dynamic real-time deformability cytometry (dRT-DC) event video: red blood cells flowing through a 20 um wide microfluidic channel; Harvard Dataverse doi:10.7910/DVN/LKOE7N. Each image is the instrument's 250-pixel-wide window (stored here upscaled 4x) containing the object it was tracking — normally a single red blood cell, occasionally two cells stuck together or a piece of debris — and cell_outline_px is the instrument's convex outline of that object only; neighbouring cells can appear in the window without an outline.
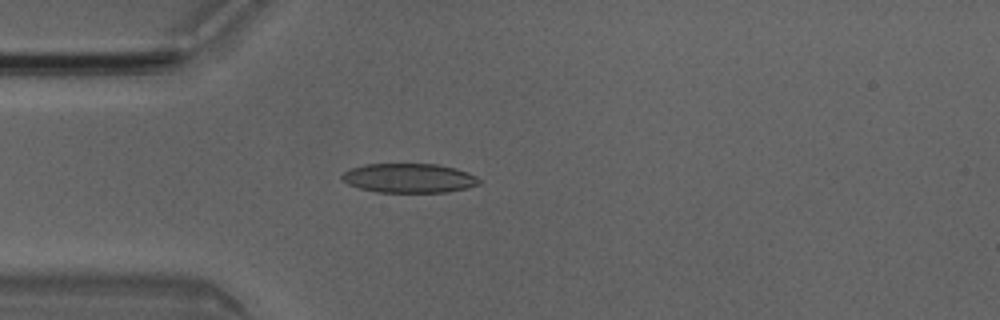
{"species": "Egyptian fruit bat (a non-hibernating species)", "species_latin": "Rousettus aegyptiacus", "temperature_condition": "room temperature", "stored_images_in_passage": 3, "camera_frame_rate_fps": 3000, "um_per_image_px": 0.085, "animal": {"sex": "male"}, "frame": {"image": 1, "passage_image": 3, "time_ms": 0.667, "image_size_px": [1000, 320], "cell_outline_px": [[480, 184], [468, 188], [448, 192], [376, 192], [360, 188], [348, 184], [340, 180], [340, 176], [344, 172], [352, 168], [364, 164], [436, 164], [456, 168], [468, 172], [476, 176], [480, 180]], "centroid_in_image_um": [34.77, 15.14], "position_along_channel_um": 50.2, "area_um2": 23.58}}